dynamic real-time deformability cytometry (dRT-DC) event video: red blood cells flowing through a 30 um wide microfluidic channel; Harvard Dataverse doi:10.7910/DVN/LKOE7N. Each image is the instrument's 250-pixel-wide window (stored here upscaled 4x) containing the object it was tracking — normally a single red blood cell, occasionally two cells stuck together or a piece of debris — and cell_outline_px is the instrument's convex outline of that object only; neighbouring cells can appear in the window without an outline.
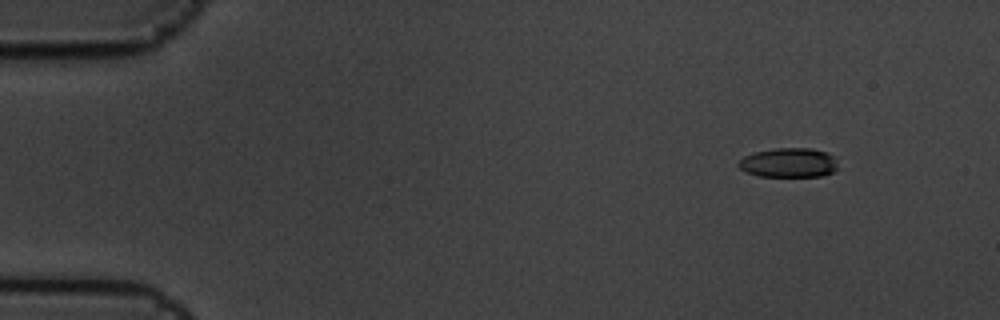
{"species": "common noctule bat (a hibernating species)", "species_latin": "Nyctalus noctula", "temperature_condition": "cold", "stored_images_in_passage": 9, "camera_frame_rate_fps": 3000, "um_per_image_px": 0.085, "animal": {"sex": "male", "body_mass_g": 19.5, "forearm_length_mm": 54.6}, "frame": {"image": 1, "passage_image": 1, "time_ms": 0.0, "image_size_px": [1000, 320], "cell_outline_px": [[840, 168], [836, 172], [824, 176], [760, 176], [748, 172], [740, 168], [736, 164], [744, 156], [752, 152], [776, 148], [812, 148], [828, 152], [836, 156]], "centroid_in_image_um": [67.14, 13.82], "position_along_channel_um": 17.9, "area_um2": 17.51}}
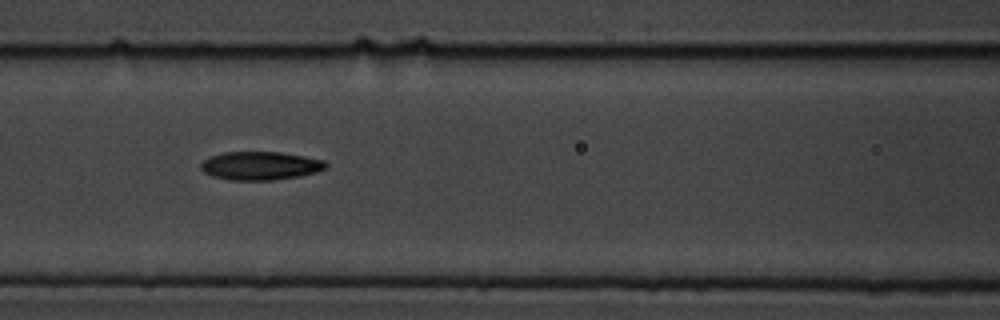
{"frame": {"image": 2, "passage_image": 7, "time_ms": 2.0, "image_size_px": [1000, 320], "cell_outline_px": [[328, 164], [324, 168], [316, 172], [300, 176], [272, 180], [228, 180], [212, 176], [204, 172], [200, 168], [200, 164], [208, 156], [224, 152], [280, 152], [304, 156], [324, 160]], "centroid_in_image_um": [22.09, 14.08], "position_along_channel_um": 144.5, "area_um2": 20.75}}
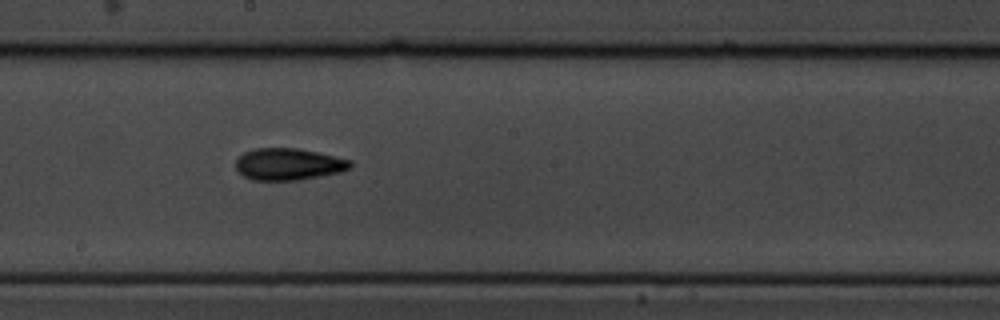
{"frame": {"image": 3, "passage_image": 9, "time_ms": 2.667, "image_size_px": [1000, 320], "cell_outline_px": [[352, 168], [340, 172], [300, 180], [252, 180], [244, 176], [236, 168], [236, 160], [244, 152], [256, 148], [296, 148], [316, 152], [352, 160]], "centroid_in_image_um": [24.54, 13.96], "position_along_channel_um": 223.7, "area_um2": 21.21}}